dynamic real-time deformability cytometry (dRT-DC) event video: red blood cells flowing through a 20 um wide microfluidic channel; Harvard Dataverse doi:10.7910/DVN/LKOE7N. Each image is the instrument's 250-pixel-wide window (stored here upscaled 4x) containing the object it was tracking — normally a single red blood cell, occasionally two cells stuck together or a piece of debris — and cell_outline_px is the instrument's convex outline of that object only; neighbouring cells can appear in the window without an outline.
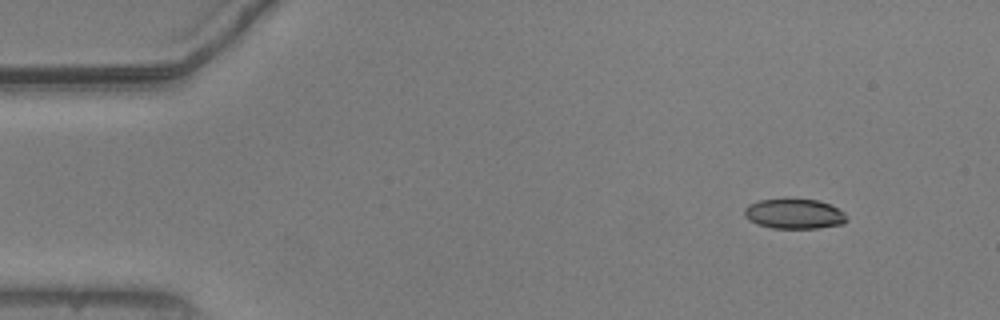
{"species": "common noctule bat (a hibernating species)", "species_latin": "Nyctalus noctula", "temperature_condition": "warm", "stored_images_in_passage": 49, "camera_frame_rate_fps": 3000, "um_per_image_px": 0.085, "animal": {"sex": "male", "body_mass_g": 20.5, "forearm_length_mm": 52.5}, "frame": {"image": 1, "passage_image": 1, "time_ms": 0.0, "image_size_px": [1000, 320], "cell_outline_px": [[848, 220], [844, 224], [820, 228], [772, 228], [756, 224], [748, 220], [744, 216], [744, 208], [748, 204], [760, 200], [816, 200], [828, 204], [844, 212]], "centroid_in_image_um": [67.49, 18.2], "position_along_channel_um": 17.5, "area_um2": 17.74}}
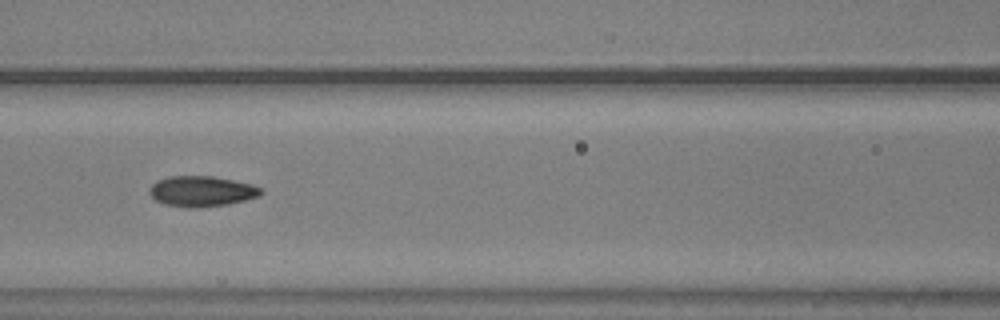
{"frame": {"image": 2, "passage_image": 19, "time_ms": 6.0, "image_size_px": [1000, 320], "cell_outline_px": [[264, 192], [260, 196], [228, 204], [196, 208], [188, 208], [164, 204], [156, 200], [148, 192], [152, 184], [156, 180], [168, 176], [212, 176], [252, 184], [260, 188]], "centroid_in_image_um": [17.12, 16.26], "position_along_channel_um": 149.5, "area_um2": 19.88}}
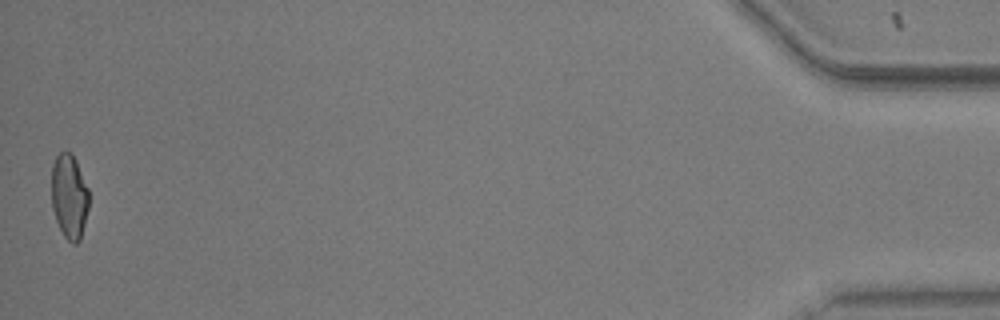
{"frame": {"image": 3, "passage_image": 49, "time_ms": 16.0, "image_size_px": [1000, 320], "cell_outline_px": [[88, 208], [80, 240], [76, 244], [72, 244], [64, 236], [56, 220], [52, 208], [52, 164], [56, 156], [60, 152], [68, 152], [76, 160], [88, 188]], "centroid_in_image_um": [5.88, 16.71], "position_along_channel_um": 429.3, "area_um2": 18.26}, "authors_computed_cell_mechanics": {"area_um2": 19.1896, "velocity_mm_per_s": 3.7627, "shape_relaxation_time_tau1_ms": 4.0168, "shape_relaxation_time_tau2_ms": 2.7533, "deformation_change_tau1": 0.1457, "deformation_change_tau2": 0.0601}}